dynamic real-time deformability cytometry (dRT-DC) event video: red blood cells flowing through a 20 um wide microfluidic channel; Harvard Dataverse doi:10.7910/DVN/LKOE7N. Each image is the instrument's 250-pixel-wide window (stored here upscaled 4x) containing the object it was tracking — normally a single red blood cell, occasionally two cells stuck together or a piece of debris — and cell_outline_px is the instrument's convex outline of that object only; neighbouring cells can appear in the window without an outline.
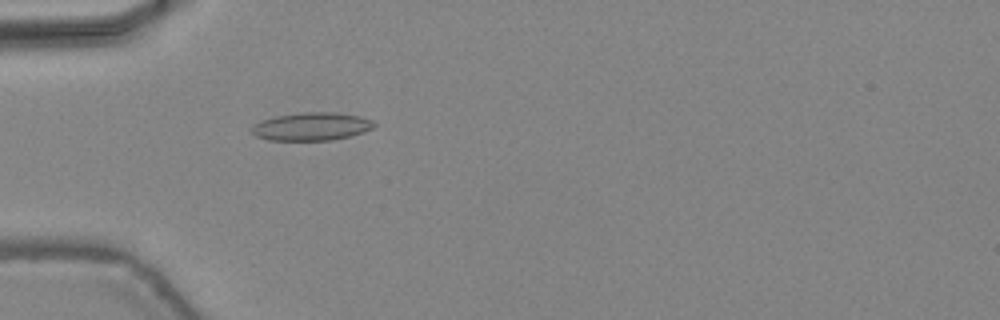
{"species": "common noctule bat (a hibernating species)", "species_latin": "Nyctalus noctula", "temperature_condition": "warm", "stored_images_in_passage": 47, "camera_frame_rate_fps": 3000, "um_per_image_px": 0.085, "animal": {"sex": "female", "body_mass_g": 24.6, "forearm_length_mm": 56.2}, "frame": {"image": 1, "passage_image": 15, "time_ms": 4.667, "image_size_px": [1000, 320], "cell_outline_px": [[376, 124], [372, 128], [364, 132], [332, 140], [268, 140], [256, 136], [252, 132], [252, 128], [256, 124], [264, 120], [276, 116], [300, 112], [336, 112], [360, 116], [372, 120]], "centroid_in_image_um": [26.51, 10.74], "position_along_channel_um": 58.5, "area_um2": 19.83}}
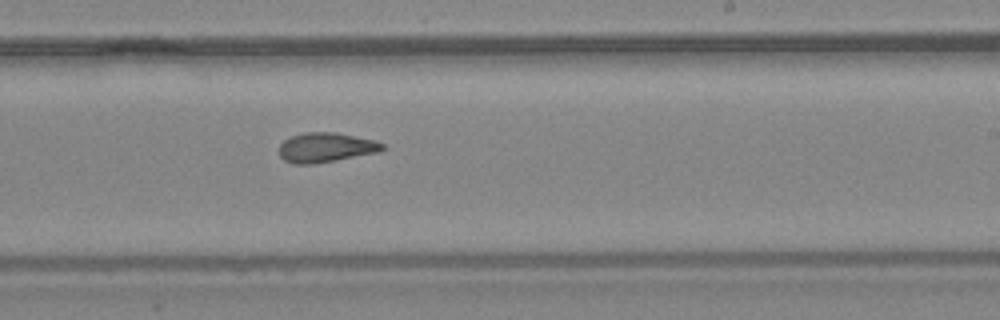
{"frame": {"image": 2, "passage_image": 29, "time_ms": 9.333, "image_size_px": [1000, 320], "cell_outline_px": [[384, 148], [380, 152], [336, 160], [312, 164], [292, 164], [284, 160], [280, 156], [280, 144], [284, 140], [292, 136], [304, 132], [336, 132], [376, 140], [384, 144]], "centroid_in_image_um": [27.71, 12.53], "position_along_channel_um": 261.3, "area_um2": 17.92}}
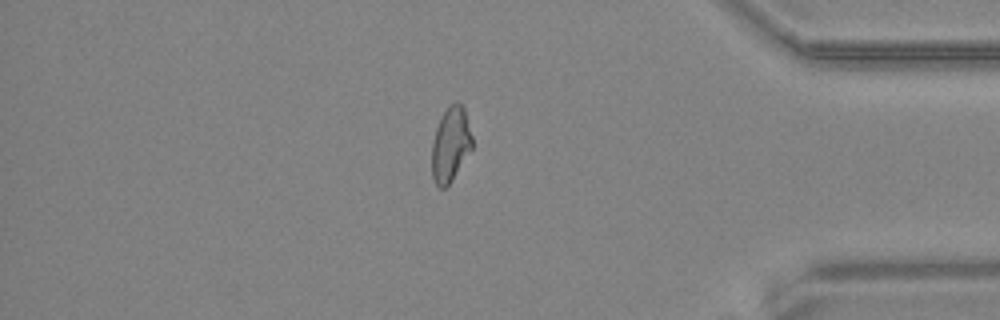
{"frame": {"image": 3, "passage_image": 40, "time_ms": 13.0, "image_size_px": [1000, 320], "cell_outline_px": [[472, 148], [452, 180], [444, 188], [440, 188], [436, 184], [432, 176], [432, 144], [436, 128], [444, 112], [456, 100], [464, 108], [472, 136]], "centroid_in_image_um": [38.3, 12.29], "position_along_channel_um": 396.9, "area_um2": 17.22}, "authors_computed_cell_mechanics": {"area_um2": 18.3804, "velocity_mm_per_s": 4.4685, "shape_relaxation_time_tau1_ms": null, "shape_relaxation_time_tau2_ms": 2.6204, "deformation_change_tau1": null, "deformation_change_tau2": 0.0967}}